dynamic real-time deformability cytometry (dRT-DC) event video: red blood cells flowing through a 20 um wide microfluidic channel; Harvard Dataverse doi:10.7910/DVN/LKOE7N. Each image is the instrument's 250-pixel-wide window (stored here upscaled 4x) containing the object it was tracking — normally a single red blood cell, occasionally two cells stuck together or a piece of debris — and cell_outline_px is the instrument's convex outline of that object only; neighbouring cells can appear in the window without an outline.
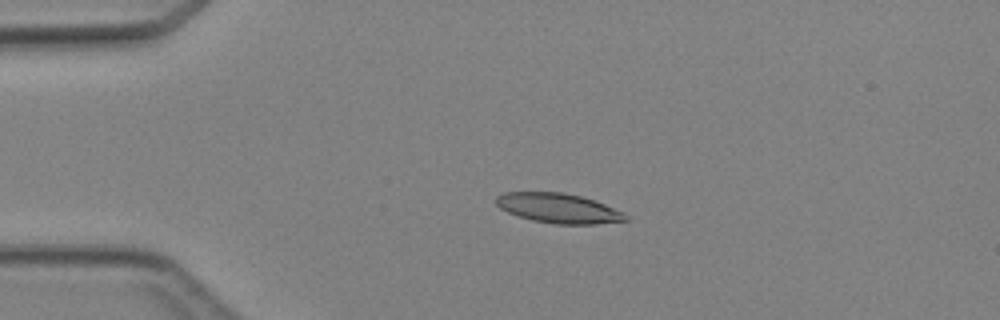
{"species": "Egyptian fruit bat (a non-hibernating species)", "species_latin": "Rousettus aegyptiacus", "temperature_condition": "cold", "stored_images_in_passage": 5, "camera_frame_rate_fps": 3000, "um_per_image_px": 0.085, "animal": {"sex": "female"}, "frame": {"image": 1, "passage_image": 3, "time_ms": 2.0, "image_size_px": [1000, 320], "cell_outline_px": [[628, 220], [596, 224], [556, 224], [532, 220], [508, 212], [500, 208], [496, 204], [496, 196], [504, 192], [564, 192], [580, 196], [604, 204], [624, 212], [628, 216]], "centroid_in_image_um": [47.47, 17.69], "position_along_channel_um": 37.5, "area_um2": 22.31}}
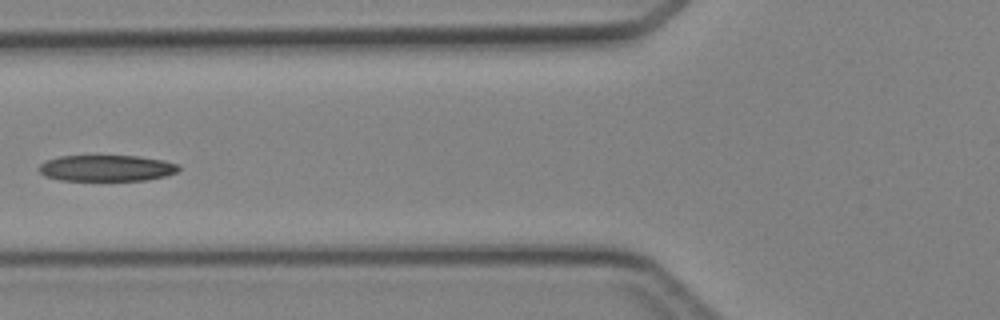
{"frame": {"image": 2, "passage_image": 5, "time_ms": 4.667, "image_size_px": [1000, 320], "cell_outline_px": [[180, 168], [176, 172], [164, 176], [148, 180], [60, 180], [44, 176], [36, 168], [44, 160], [60, 156], [140, 156], [164, 160], [180, 164]], "centroid_in_image_um": [9.04, 14.28], "position_along_channel_um": 116.8, "area_um2": 21.5}}